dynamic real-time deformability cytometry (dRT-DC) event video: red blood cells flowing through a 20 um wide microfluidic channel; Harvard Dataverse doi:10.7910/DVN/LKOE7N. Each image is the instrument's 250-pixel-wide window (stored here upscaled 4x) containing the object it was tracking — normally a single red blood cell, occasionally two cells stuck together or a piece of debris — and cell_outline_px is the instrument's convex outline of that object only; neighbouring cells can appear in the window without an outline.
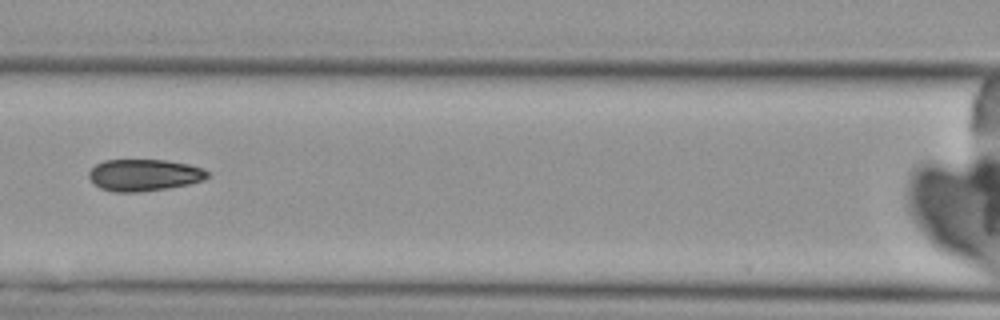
{"species": "Egyptian fruit bat (a non-hibernating species)", "species_latin": "Rousettus aegyptiacus", "temperature_condition": "cold", "stored_images_in_passage": 9, "camera_frame_rate_fps": 3000, "um_per_image_px": 0.085, "animal": {"sex": "female"}, "frame": {"image": 1, "passage_image": 7, "time_ms": 8.0, "image_size_px": [1000, 320], "cell_outline_px": [[208, 176], [204, 180], [188, 184], [168, 188], [140, 192], [112, 192], [100, 188], [88, 176], [88, 172], [96, 164], [104, 160], [164, 160], [188, 164], [204, 168], [208, 172]], "centroid_in_image_um": [12.25, 14.88], "position_along_channel_um": 154.4, "area_um2": 21.96}}
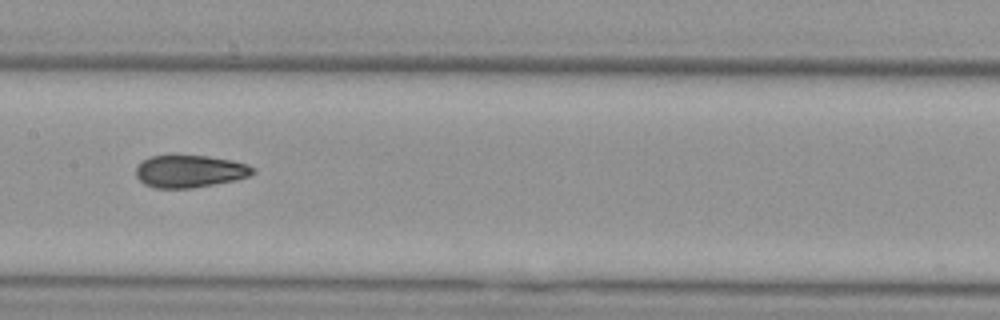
{"frame": {"image": 2, "passage_image": 8, "time_ms": 9.0, "image_size_px": [1000, 320], "cell_outline_px": [[256, 172], [248, 176], [236, 180], [192, 188], [156, 188], [144, 184], [136, 176], [136, 168], [140, 160], [148, 156], [208, 156], [232, 160], [248, 164], [256, 168]], "centroid_in_image_um": [16.13, 14.56], "position_along_channel_um": 191.3, "area_um2": 22.2}}
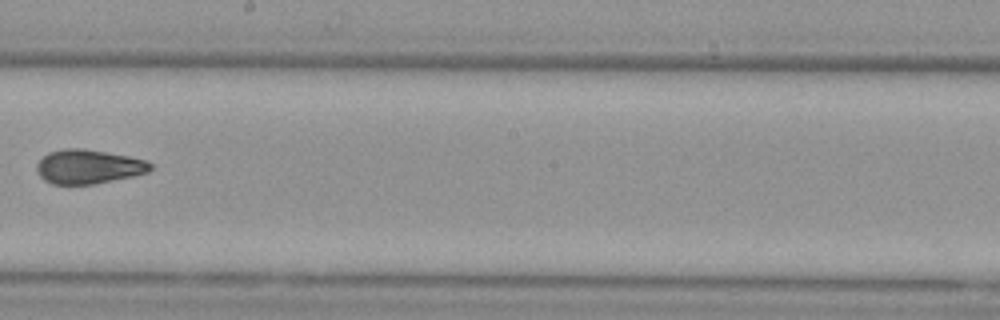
{"frame": {"image": 3, "passage_image": 9, "time_ms": 10.333, "image_size_px": [1000, 320], "cell_outline_px": [[152, 168], [148, 172], [132, 176], [92, 184], [52, 184], [44, 180], [36, 172], [36, 164], [48, 152], [64, 148], [84, 148], [128, 156], [144, 160], [152, 164]], "centroid_in_image_um": [7.48, 14.16], "position_along_channel_um": 240.7, "area_um2": 22.54}}